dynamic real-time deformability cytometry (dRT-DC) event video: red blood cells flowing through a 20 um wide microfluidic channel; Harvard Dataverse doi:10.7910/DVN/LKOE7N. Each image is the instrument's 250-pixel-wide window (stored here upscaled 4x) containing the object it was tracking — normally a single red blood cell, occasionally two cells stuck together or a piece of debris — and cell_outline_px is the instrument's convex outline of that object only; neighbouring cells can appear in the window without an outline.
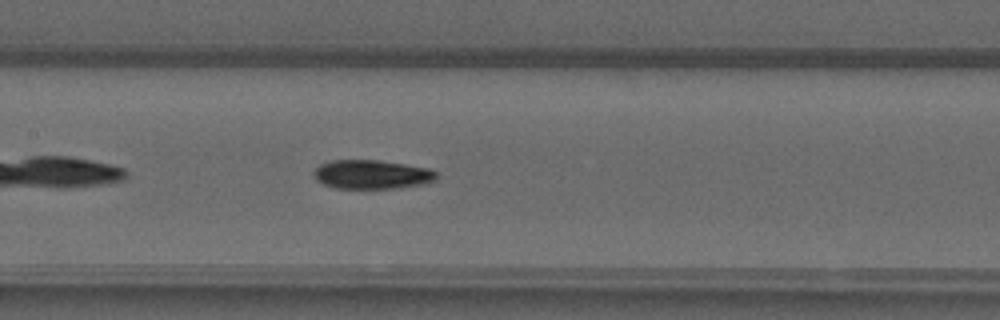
{"species": "common noctule bat (a hibernating species)", "species_latin": "Nyctalus noctula", "temperature_condition": "warm", "stored_images_in_passage": 36, "camera_frame_rate_fps": 3000, "um_per_image_px": 0.085, "animal": {"sex": "male", "forearm_length_mm": 52.5}, "frame": {"image": 1, "passage_image": 10, "time_ms": 3.0, "image_size_px": [1000, 320], "cell_outline_px": [[436, 180], [428, 184], [396, 188], [336, 188], [324, 184], [316, 180], [312, 172], [320, 164], [332, 160], [380, 160], [428, 168], [436, 172]], "centroid_in_image_um": [31.61, 14.83], "position_along_channel_um": 175.8, "area_um2": 20.81}}
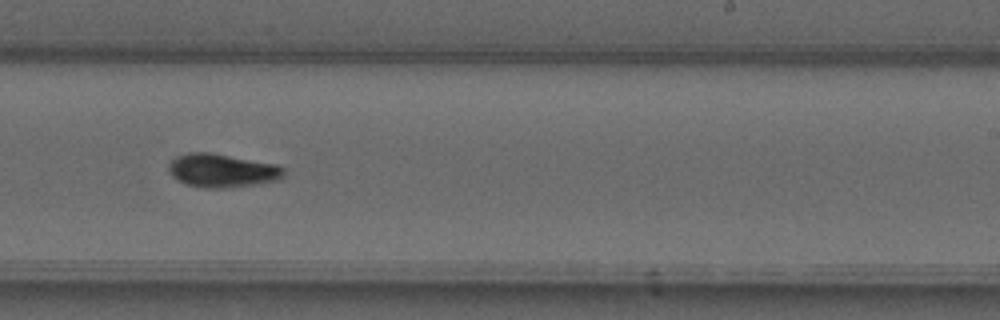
{"frame": {"image": 2, "passage_image": 17, "time_ms": 5.333, "image_size_px": [1000, 320], "cell_outline_px": [[284, 176], [280, 180], [256, 184], [224, 188], [204, 188], [184, 184], [172, 176], [168, 168], [168, 164], [176, 156], [188, 152], [212, 152], [276, 164], [284, 168]], "centroid_in_image_um": [18.87, 14.49], "position_along_channel_um": 270.1, "area_um2": 22.72}}
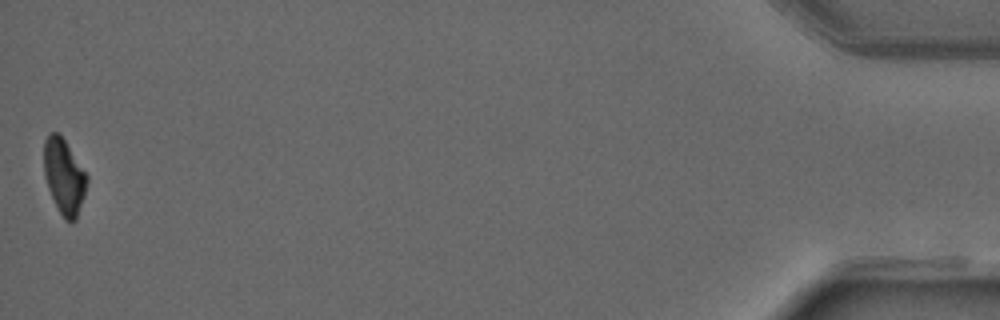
{"frame": {"image": 3, "passage_image": 36, "time_ms": 11.667, "image_size_px": [1000, 320], "cell_outline_px": [[88, 180], [84, 196], [76, 220], [72, 224], [64, 220], [48, 188], [44, 176], [44, 140], [48, 132], [60, 132], [88, 176]], "centroid_in_image_um": [5.44, 14.98], "position_along_channel_um": 429.8, "area_um2": 19.02}, "authors_computed_cell_mechanics": {"area_um2": 20.7502, "velocity_mm_per_s": 4.0574, "shape_relaxation_time_tau1_ms": 6.3291, "shape_relaxation_time_tau2_ms": null, "deformation_change_tau1": 0.2299, "deformation_change_tau2": null}}